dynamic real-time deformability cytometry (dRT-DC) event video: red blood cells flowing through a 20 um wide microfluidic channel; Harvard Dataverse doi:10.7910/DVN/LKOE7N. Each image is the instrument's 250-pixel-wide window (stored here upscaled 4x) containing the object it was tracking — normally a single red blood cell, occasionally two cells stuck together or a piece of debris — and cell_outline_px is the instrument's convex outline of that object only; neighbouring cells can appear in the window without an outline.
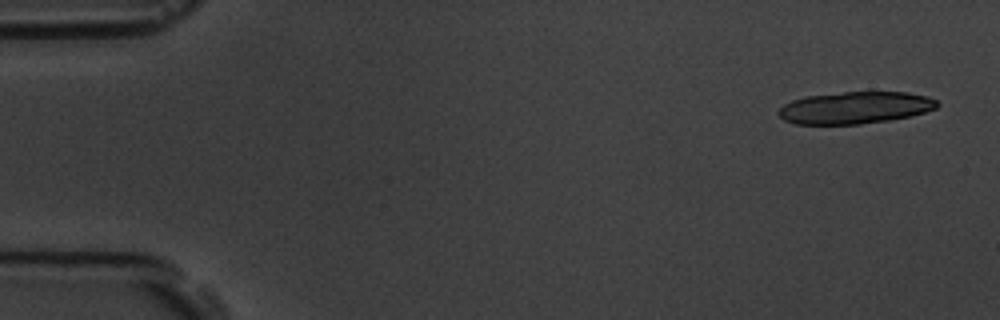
{"species": "common noctule bat (a hibernating species)", "species_latin": "Nyctalus noctula", "temperature_condition": "room temperature", "stored_images_in_passage": 4, "camera_frame_rate_fps": 3000, "um_per_image_px": 0.085, "animal": {"sex": "male", "body_mass_g": 19.5, "forearm_length_mm": 54.6}, "frame": {"image": 1, "passage_image": 1, "time_ms": 0.0, "image_size_px": [1000, 320], "cell_outline_px": [[940, 104], [936, 108], [924, 112], [908, 116], [888, 120], [860, 124], [796, 124], [784, 120], [780, 116], [780, 108], [784, 104], [792, 100], [808, 96], [844, 92], [908, 92], [928, 96], [936, 100]], "centroid_in_image_um": [72.71, 9.15], "position_along_channel_um": 12.3, "area_um2": 29.36}}